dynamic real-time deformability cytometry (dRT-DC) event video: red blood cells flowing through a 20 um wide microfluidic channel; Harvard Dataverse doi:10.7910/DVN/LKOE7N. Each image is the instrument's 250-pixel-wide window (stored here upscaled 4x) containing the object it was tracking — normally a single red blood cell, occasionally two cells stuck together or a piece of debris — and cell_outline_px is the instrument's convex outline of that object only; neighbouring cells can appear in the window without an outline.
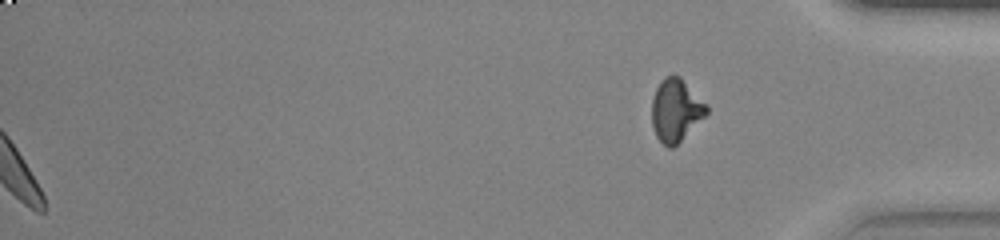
{"species": "common noctule bat (a hibernating species)", "species_latin": "Nyctalus noctula", "temperature_condition": "warm", "stored_images_in_passage": 47, "segment_of_instrument_passage": [2, 2], "camera_frame_rate_fps": 3000, "um_per_image_px": 0.085, "animal": {"sex": "female", "body_mass_g": 23.0, "forearm_length_mm": 53.4}, "frame": {"image": 1, "passage_image": 47, "time_ms": 15.333, "image_size_px": [1000, 240], "cell_outline_px": [[708, 112], [672, 148], [668, 148], [656, 136], [652, 124], [652, 100], [656, 88], [660, 80], [664, 76], [680, 76], [708, 104]], "centroid_in_image_um": [57.44, 9.33], "position_along_channel_um": 377.8, "area_um2": 19.77}}